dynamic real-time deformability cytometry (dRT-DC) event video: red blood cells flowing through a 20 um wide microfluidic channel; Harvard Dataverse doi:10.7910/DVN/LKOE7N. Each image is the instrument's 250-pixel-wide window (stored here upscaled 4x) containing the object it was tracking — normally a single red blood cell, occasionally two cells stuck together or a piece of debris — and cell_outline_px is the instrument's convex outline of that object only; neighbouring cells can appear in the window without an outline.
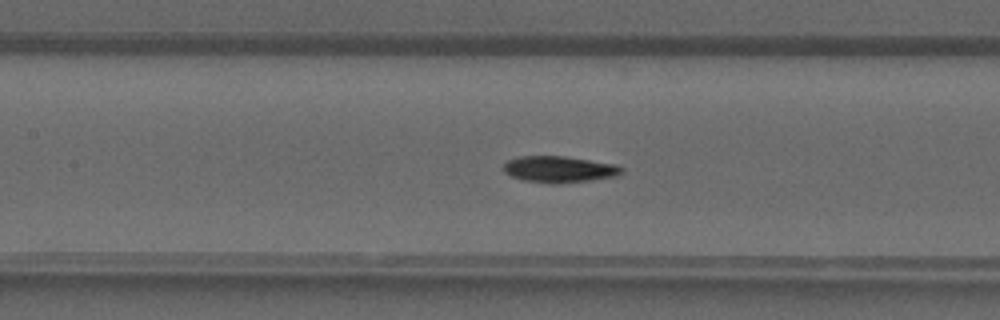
{"species": "common noctule bat (a hibernating species)", "species_latin": "Nyctalus noctula", "temperature_condition": "warm", "stored_images_in_passage": 21, "camera_frame_rate_fps": 3000, "um_per_image_px": 0.085, "animal": {"sex": "male", "forearm_length_mm": 52.5}, "frame": {"image": 1, "passage_image": 12, "time_ms": 3.667, "image_size_px": [1000, 320], "cell_outline_px": [[624, 172], [616, 176], [592, 180], [560, 184], [552, 184], [524, 180], [512, 176], [504, 172], [504, 164], [508, 160], [520, 156], [564, 156], [616, 164], [624, 168]], "centroid_in_image_um": [47.57, 14.39], "position_along_channel_um": 159.8, "area_um2": 18.26}}
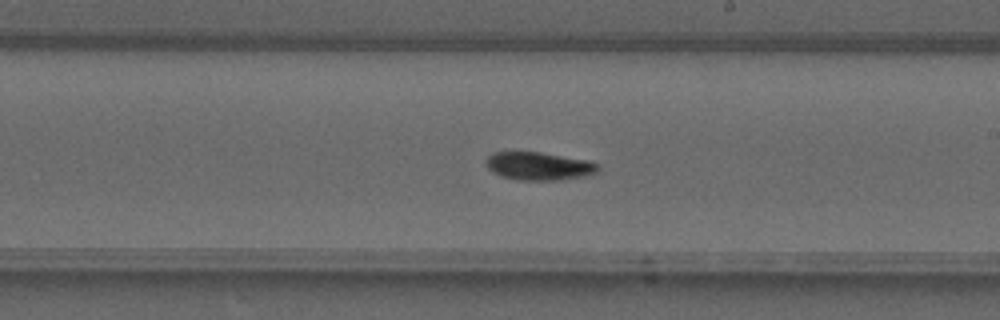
{"frame": {"image": 2, "passage_image": 17, "time_ms": 5.333, "image_size_px": [1000, 320], "cell_outline_px": [[600, 168], [596, 172], [584, 176], [560, 180], [516, 180], [500, 176], [492, 172], [488, 168], [488, 156], [492, 152], [540, 152], [584, 160], [596, 164]], "centroid_in_image_um": [45.76, 14.13], "position_along_channel_um": 243.2, "area_um2": 18.03}}
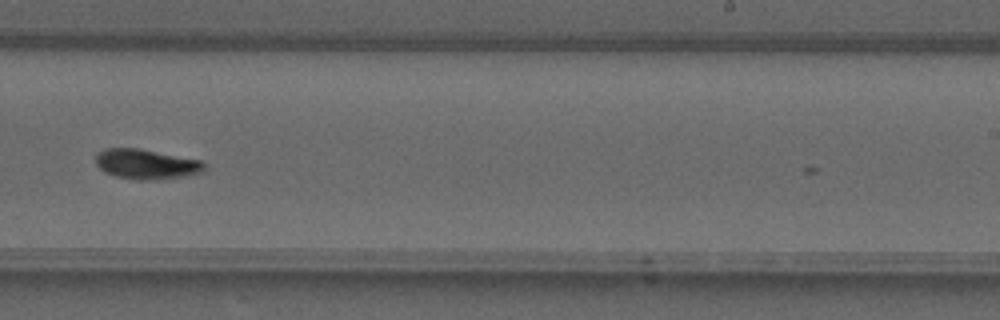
{"frame": {"image": 3, "passage_image": 19, "time_ms": 6.0, "image_size_px": [1000, 320], "cell_outline_px": [[204, 168], [200, 172], [180, 176], [152, 180], [140, 180], [116, 176], [104, 172], [96, 164], [96, 156], [100, 152], [108, 148], [136, 148], [200, 160], [204, 164]], "centroid_in_image_um": [12.38, 13.95], "position_along_channel_um": 276.6, "area_um2": 18.38}}